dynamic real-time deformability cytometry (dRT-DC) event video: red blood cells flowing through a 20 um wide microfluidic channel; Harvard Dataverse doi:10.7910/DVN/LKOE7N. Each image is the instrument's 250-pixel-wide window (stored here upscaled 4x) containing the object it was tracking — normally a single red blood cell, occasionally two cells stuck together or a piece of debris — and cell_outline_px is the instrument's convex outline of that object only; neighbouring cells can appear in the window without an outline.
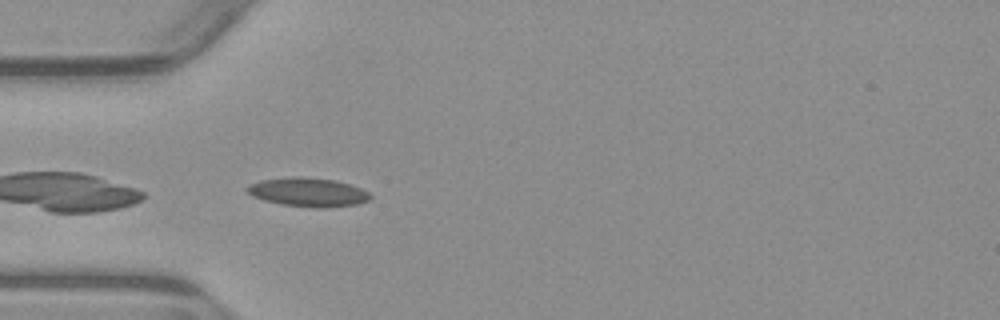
{"species": "common noctule bat (a hibernating species)", "species_latin": "Nyctalus noctula", "temperature_condition": "warm", "stored_images_in_passage": 35, "camera_frame_rate_fps": 3000, "um_per_image_px": 0.085, "animal": {"sex": "male", "body_mass_g": 23.1, "forearm_length_mm": 52.7}, "frame": {"image": 1, "passage_image": 1, "time_ms": 0.0, "image_size_px": [1000, 320], "cell_outline_px": [[372, 200], [356, 204], [324, 208], [320, 208], [280, 204], [264, 200], [252, 196], [244, 188], [248, 184], [260, 180], [292, 176], [300, 176], [336, 180], [360, 188], [368, 192], [372, 196]], "centroid_in_image_um": [26.16, 16.33], "position_along_channel_um": 58.8, "area_um2": 20.87}}
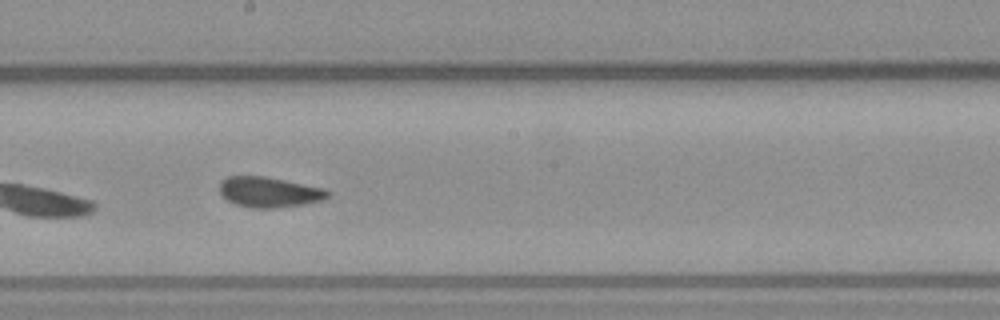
{"frame": {"image": 2, "passage_image": 14, "time_ms": 4.333, "image_size_px": [1000, 320], "cell_outline_px": [[332, 192], [324, 200], [304, 204], [272, 208], [252, 208], [236, 204], [228, 200], [220, 192], [220, 180], [228, 176], [264, 176], [324, 188]], "centroid_in_image_um": [22.89, 16.32], "position_along_channel_um": 225.3, "area_um2": 19.07}}
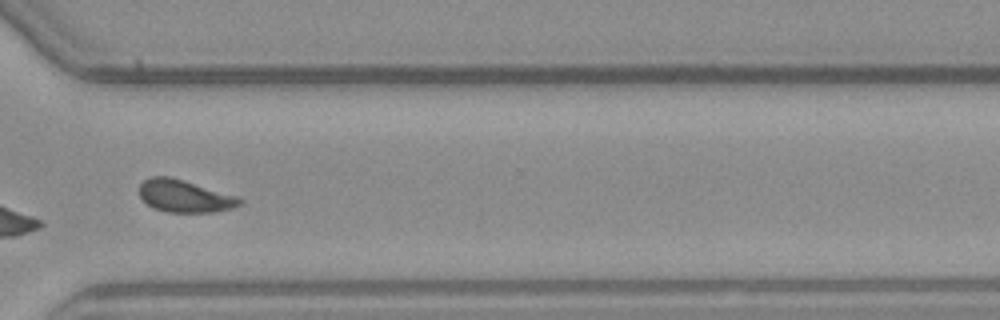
{"frame": {"image": 3, "passage_image": 24, "time_ms": 7.667, "image_size_px": [1000, 320], "cell_outline_px": [[244, 204], [232, 208], [212, 212], [168, 212], [152, 208], [140, 196], [140, 184], [144, 180], [152, 176], [168, 176], [236, 196], [244, 200]], "centroid_in_image_um": [15.7, 16.68], "position_along_channel_um": 354.9, "area_um2": 18.67}, "authors_computed_cell_mechanics": {"area_um2": 18.785, "velocity_mm_per_s": 3.8904, "shape_relaxation_time_tau1_ms": null, "shape_relaxation_time_tau2_ms": 1.2498, "deformation_change_tau1": null, "deformation_change_tau2": 0.0628}}